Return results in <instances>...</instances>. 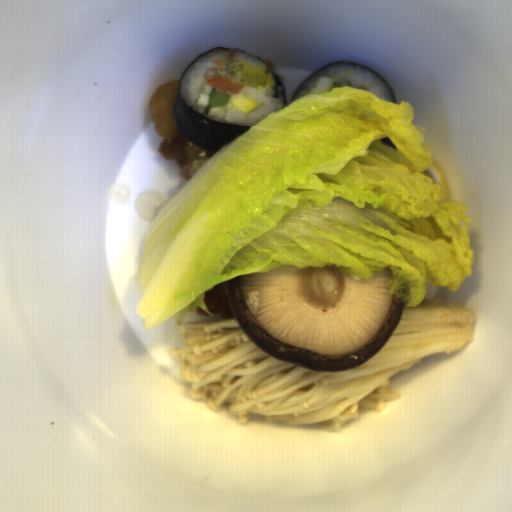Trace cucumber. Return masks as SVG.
<instances>
[{
	"instance_id": "cucumber-1",
	"label": "cucumber",
	"mask_w": 512,
	"mask_h": 512,
	"mask_svg": "<svg viewBox=\"0 0 512 512\" xmlns=\"http://www.w3.org/2000/svg\"><path fill=\"white\" fill-rule=\"evenodd\" d=\"M233 94L224 93L217 91L214 87L211 88L210 95H208L206 108L204 113L209 114L212 108L228 106L230 103V97Z\"/></svg>"
},
{
	"instance_id": "cucumber-2",
	"label": "cucumber",
	"mask_w": 512,
	"mask_h": 512,
	"mask_svg": "<svg viewBox=\"0 0 512 512\" xmlns=\"http://www.w3.org/2000/svg\"><path fill=\"white\" fill-rule=\"evenodd\" d=\"M340 87H351V88H358V89H364L366 90L367 92L370 93L368 87H366L365 85H355L351 80H343V81H340V82H336L335 84H333V87L332 89L334 88H340Z\"/></svg>"
}]
</instances>
